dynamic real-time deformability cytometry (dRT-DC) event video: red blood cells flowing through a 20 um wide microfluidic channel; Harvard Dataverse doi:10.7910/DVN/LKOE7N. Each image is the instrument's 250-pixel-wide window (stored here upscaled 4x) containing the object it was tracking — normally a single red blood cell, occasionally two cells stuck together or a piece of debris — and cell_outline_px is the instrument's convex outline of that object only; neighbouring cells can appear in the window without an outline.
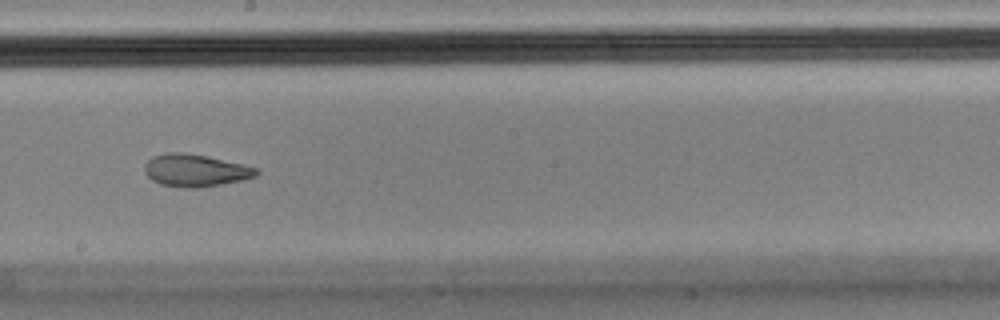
{"species": "Egyptian fruit bat (a non-hibernating species)", "species_latin": "Rousettus aegyptiacus", "temperature_condition": "cold", "stored_images_in_passage": 10, "camera_frame_rate_fps": 3000, "um_per_image_px": 0.085, "animal": {"sex": "male"}, "frame": {"image": 1, "passage_image": 9, "time_ms": 2.667, "image_size_px": [1000, 320], "cell_outline_px": [[260, 172], [256, 176], [240, 180], [200, 188], [192, 188], [160, 184], [152, 180], [144, 172], [144, 164], [152, 156], [168, 152], [184, 152], [244, 164], [256, 168]], "centroid_in_image_um": [16.58, 14.48], "position_along_channel_um": 231.6, "area_um2": 20.92}}